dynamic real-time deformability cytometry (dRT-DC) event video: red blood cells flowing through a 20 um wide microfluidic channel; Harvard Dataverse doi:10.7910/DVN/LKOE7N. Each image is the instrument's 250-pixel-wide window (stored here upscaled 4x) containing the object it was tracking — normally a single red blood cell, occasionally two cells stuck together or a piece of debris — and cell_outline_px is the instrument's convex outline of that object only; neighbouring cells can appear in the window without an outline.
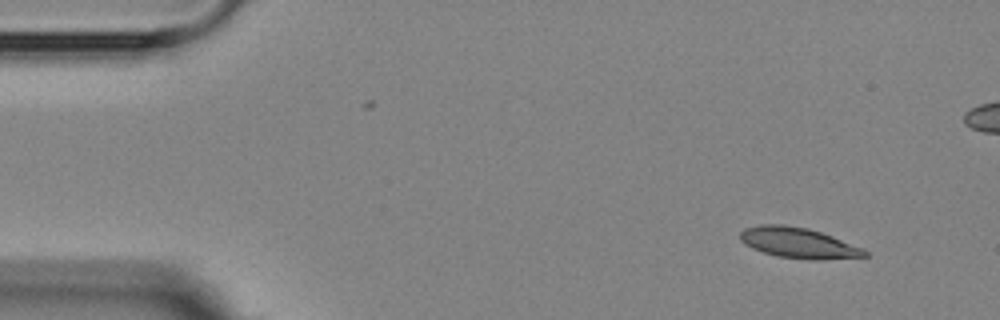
{"species": "Egyptian fruit bat (a non-hibernating species)", "species_latin": "Rousettus aegyptiacus", "temperature_condition": "room temperature", "stored_images_in_passage": 5, "camera_frame_rate_fps": 3000, "um_per_image_px": 0.085, "animal": {"sex": "female"}, "frame": {"image": 1, "passage_image": 1, "time_ms": 0.0, "image_size_px": [1000, 320], "cell_outline_px": [[868, 256], [820, 260], [808, 260], [776, 256], [752, 248], [744, 244], [740, 240], [740, 232], [744, 228], [760, 224], [784, 224], [808, 228], [832, 236], [864, 248], [868, 252]], "centroid_in_image_um": [67.86, 20.64], "position_along_channel_um": 17.1, "area_um2": 22.37}}